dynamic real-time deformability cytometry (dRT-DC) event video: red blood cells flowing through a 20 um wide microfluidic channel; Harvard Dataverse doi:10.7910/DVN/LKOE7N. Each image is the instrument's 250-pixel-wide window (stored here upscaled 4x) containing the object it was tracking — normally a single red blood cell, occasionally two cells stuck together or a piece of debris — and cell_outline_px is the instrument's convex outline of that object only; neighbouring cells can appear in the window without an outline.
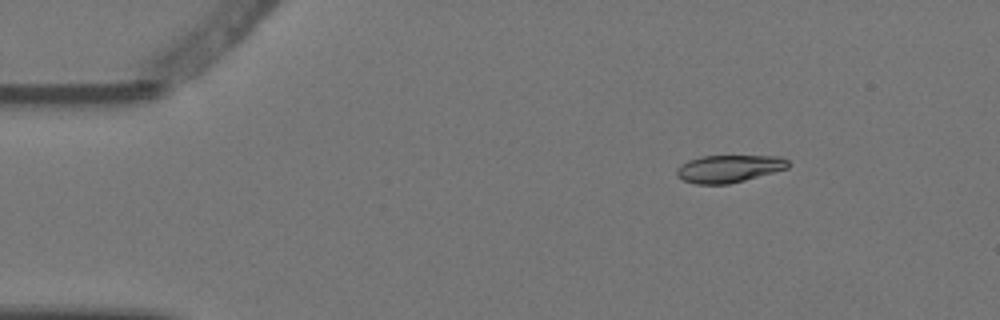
{"species": "Egyptian fruit bat (a non-hibernating species)", "species_latin": "Rousettus aegyptiacus", "temperature_condition": "warm", "stored_images_in_passage": 4, "camera_frame_rate_fps": 3000, "um_per_image_px": 0.085, "animal": {"sex": "female"}, "frame": {"image": 1, "passage_image": 2, "time_ms": 0.333, "image_size_px": [1000, 320], "cell_outline_px": [[788, 168], [744, 180], [728, 184], [696, 184], [684, 180], [676, 176], [676, 168], [680, 164], [688, 160], [700, 156], [780, 156], [788, 160]], "centroid_in_image_um": [61.91, 14.33], "position_along_channel_um": 23.1, "area_um2": 17.8}}